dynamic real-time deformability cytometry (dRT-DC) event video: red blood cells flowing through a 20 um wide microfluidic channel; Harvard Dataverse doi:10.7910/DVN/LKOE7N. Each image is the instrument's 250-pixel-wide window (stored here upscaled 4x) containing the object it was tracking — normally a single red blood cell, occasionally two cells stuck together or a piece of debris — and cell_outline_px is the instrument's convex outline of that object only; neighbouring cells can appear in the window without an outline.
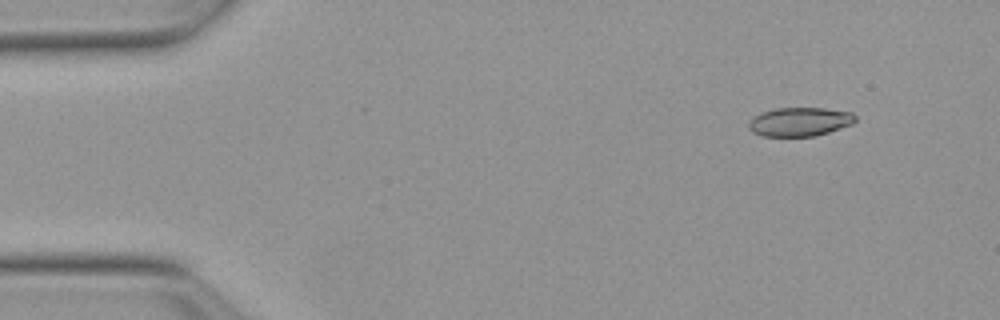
{"species": "Egyptian fruit bat (a non-hibernating species)", "species_latin": "Rousettus aegyptiacus", "temperature_condition": "warm", "stored_images_in_passage": 49, "camera_frame_rate_fps": 3000, "um_per_image_px": 0.085, "animal": {"sex": "female"}, "frame": {"image": 1, "passage_image": 1, "time_ms": 0.0, "image_size_px": [1000, 320], "cell_outline_px": [[856, 120], [852, 124], [816, 136], [760, 136], [752, 132], [748, 128], [748, 120], [752, 116], [776, 108], [824, 108], [852, 112], [856, 116]], "centroid_in_image_um": [67.95, 10.35], "position_along_channel_um": 17.1, "area_um2": 18.03}}
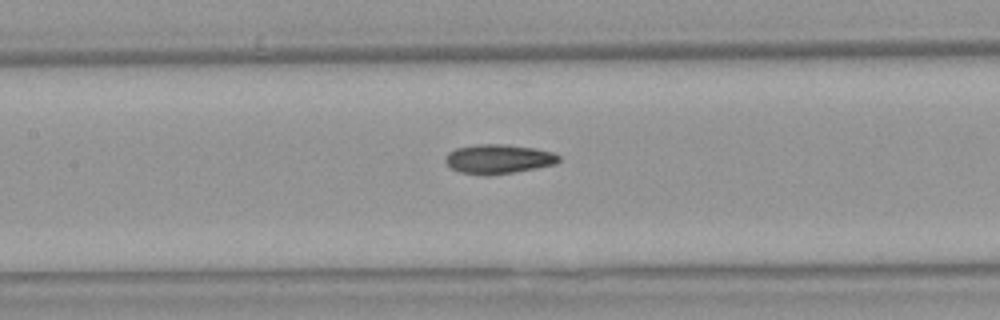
{"frame": {"image": 2, "passage_image": 20, "time_ms": 6.333, "image_size_px": [1000, 320], "cell_outline_px": [[560, 160], [556, 164], [536, 168], [488, 176], [484, 176], [460, 172], [452, 168], [444, 160], [444, 156], [448, 152], [456, 148], [476, 144], [508, 144], [536, 148], [556, 152], [560, 156]], "centroid_in_image_um": [42.38, 13.5], "position_along_channel_um": 165.0, "area_um2": 19.71}}
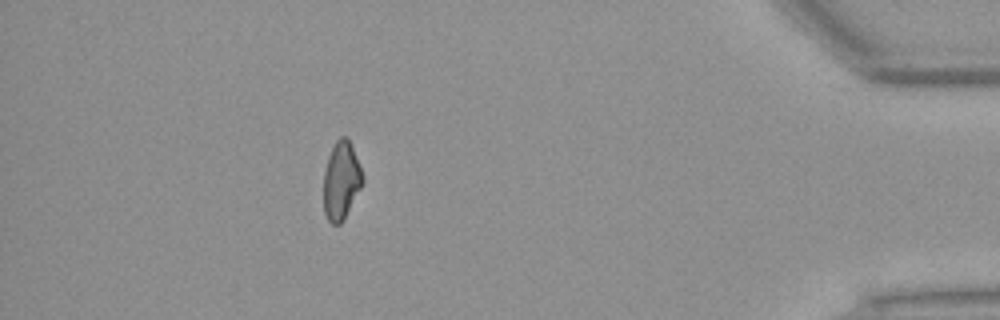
{"frame": {"image": 3, "passage_image": 43, "time_ms": 14.0, "image_size_px": [1000, 320], "cell_outline_px": [[364, 180], [344, 220], [340, 224], [332, 224], [328, 220], [324, 212], [324, 172], [328, 156], [336, 140], [340, 136], [348, 136], [364, 176]], "centroid_in_image_um": [29.01, 15.34], "position_along_channel_um": 406.2, "area_um2": 17.74}, "authors_computed_cell_mechanics": {"area_um2": 18.7272, "velocity_mm_per_s": 3.85, "shape_relaxation_time_tau1_ms": 9.9763, "shape_relaxation_time_tau2_ms": 3.5868, "deformation_change_tau1": 0.2348, "deformation_change_tau2": 0.1091}}